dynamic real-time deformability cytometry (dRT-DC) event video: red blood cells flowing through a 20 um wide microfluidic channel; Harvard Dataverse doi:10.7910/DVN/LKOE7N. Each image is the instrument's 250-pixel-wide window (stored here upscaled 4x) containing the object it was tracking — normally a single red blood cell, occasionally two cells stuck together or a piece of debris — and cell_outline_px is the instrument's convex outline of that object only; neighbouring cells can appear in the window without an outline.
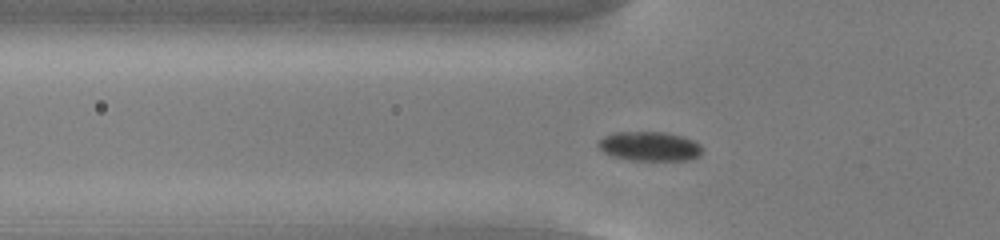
{"species": "common noctule bat (a hibernating species)", "species_latin": "Nyctalus noctula", "temperature_condition": "cold", "stored_images_in_passage": 46, "camera_frame_rate_fps": 3000, "um_per_image_px": 0.085, "animal": {"sex": "male", "body_mass_g": 13.0, "forearm_length_mm": 53.1}, "frame": {"image": 1, "passage_image": 10, "time_ms": 3.0, "image_size_px": [1000, 240], "cell_outline_px": [[704, 148], [700, 156], [688, 160], [628, 160], [612, 156], [604, 152], [596, 144], [604, 136], [612, 132], [668, 132], [684, 136], [700, 144]], "centroid_in_image_um": [55.24, 12.43], "position_along_channel_um": 70.6, "area_um2": 18.03}}
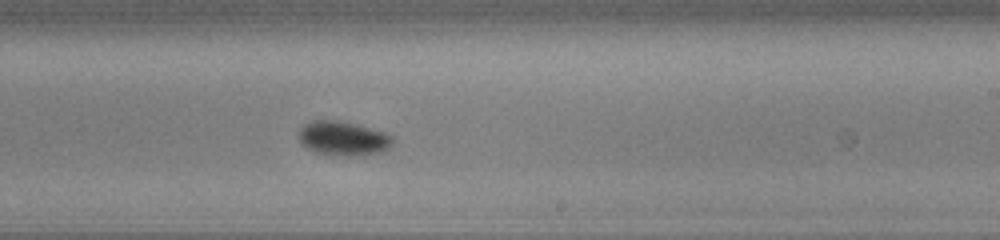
{"frame": {"image": 2, "passage_image": 25, "time_ms": 8.0, "image_size_px": [1000, 240], "cell_outline_px": [[392, 144], [388, 148], [380, 152], [364, 156], [336, 156], [316, 152], [300, 144], [300, 128], [304, 124], [312, 120], [336, 120], [384, 132], [392, 136]], "centroid_in_image_um": [29.15, 11.79], "position_along_channel_um": 259.9, "area_um2": 18.67}}
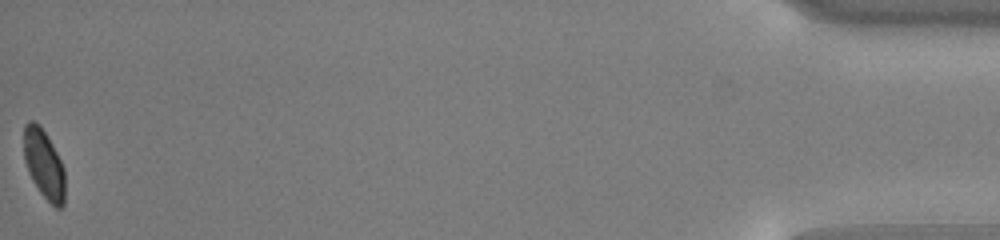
{"frame": {"image": 3, "passage_image": 46, "time_ms": 15.0, "image_size_px": [1000, 240], "cell_outline_px": [[64, 204], [60, 208], [56, 208], [40, 192], [32, 180], [28, 172], [24, 160], [24, 124], [28, 120], [32, 120], [40, 124], [52, 144], [64, 168]], "centroid_in_image_um": [3.72, 13.92], "position_along_channel_um": 431.5, "area_um2": 16.53}, "authors_computed_cell_mechanics": {"area_um2": 17.8313, "velocity_mm_per_s": 3.807, "shape_relaxation_time_tau1_ms": 2.1026, "shape_relaxation_time_tau2_ms": null, "deformation_change_tau1": 0.0819, "deformation_change_tau2": null}}